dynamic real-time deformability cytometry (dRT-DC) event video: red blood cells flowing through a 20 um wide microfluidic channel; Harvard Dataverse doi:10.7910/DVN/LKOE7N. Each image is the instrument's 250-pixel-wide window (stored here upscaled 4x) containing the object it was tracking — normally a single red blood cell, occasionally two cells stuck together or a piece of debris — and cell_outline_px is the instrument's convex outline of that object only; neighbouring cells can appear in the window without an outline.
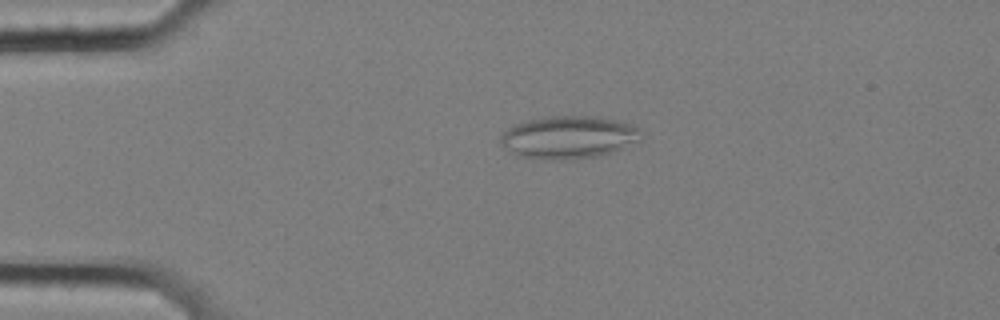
{"species": "common noctule bat (a hibernating species)", "species_latin": "Nyctalus noctula", "temperature_condition": "cold", "stored_images_in_passage": 58, "camera_frame_rate_fps": 3000, "um_per_image_px": 0.085, "animal": {"sex": "female", "body_mass_g": 25.1}, "frame": {"image": 1, "passage_image": 13, "time_ms": 4.0, "image_size_px": [1000, 320], "cell_outline_px": [[644, 132], [640, 140], [612, 152], [596, 156], [576, 160], [548, 160], [516, 156], [500, 144], [500, 136], [512, 124], [544, 116], [600, 116], [620, 120], [636, 124]], "centroid_in_image_um": [48.36, 11.66], "position_along_channel_um": 36.6, "area_um2": 35.84}}
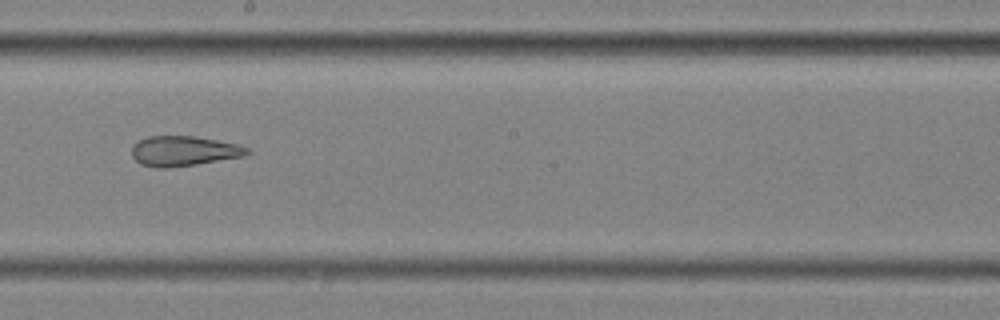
{"frame": {"image": 2, "passage_image": 33, "time_ms": 10.667, "image_size_px": [1000, 320], "cell_outline_px": [[252, 152], [244, 156], [196, 164], [168, 168], [156, 168], [140, 164], [132, 156], [132, 148], [140, 140], [148, 136], [192, 136], [216, 140], [236, 144], [248, 148]], "centroid_in_image_um": [15.61, 12.84], "position_along_channel_um": 232.6, "area_um2": 20.0}}
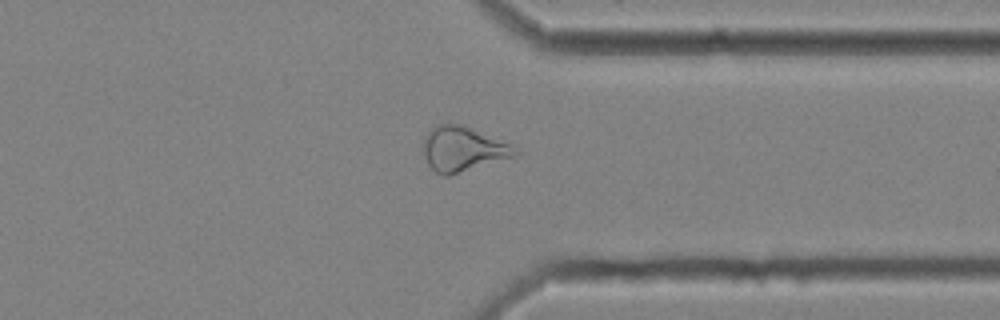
{"frame": {"image": 3, "passage_image": 45, "time_ms": 14.667, "image_size_px": [1000, 320], "cell_outline_px": [[520, 152], [516, 156], [448, 176], [444, 176], [436, 172], [428, 164], [424, 152], [424, 140], [428, 132], [436, 124], [464, 124], [508, 144], [516, 148]], "centroid_in_image_um": [39.35, 12.67], "position_along_channel_um": 372.1, "area_um2": 23.64}, "authors_computed_cell_mechanics": {"area_um2": 26.7325, "velocity_mm_per_s": 3.5066, "shape_relaxation_time_tau1_ms": null, "shape_relaxation_time_tau2_ms": 3.1675, "deformation_change_tau1": null, "deformation_change_tau2": 0.1214}}